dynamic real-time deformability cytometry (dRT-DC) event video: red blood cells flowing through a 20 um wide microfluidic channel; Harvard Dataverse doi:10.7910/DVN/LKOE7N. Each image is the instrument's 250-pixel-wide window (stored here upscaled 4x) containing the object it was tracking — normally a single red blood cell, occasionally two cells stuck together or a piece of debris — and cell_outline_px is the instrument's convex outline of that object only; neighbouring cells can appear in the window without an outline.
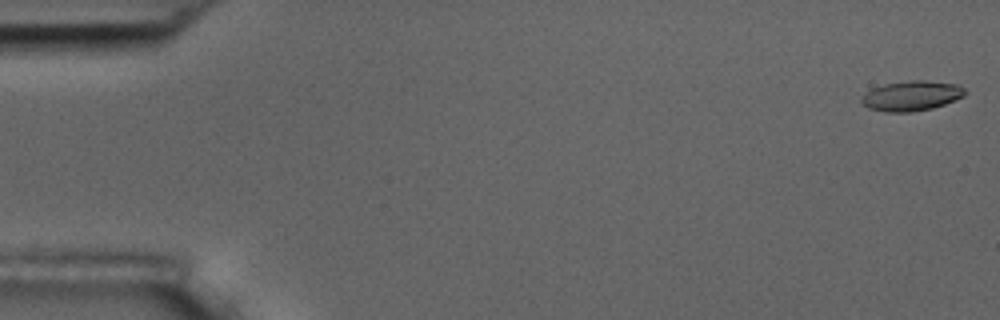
{"species": "common noctule bat (a hibernating species)", "species_latin": "Nyctalus noctula", "temperature_condition": "room temperature", "stored_images_in_passage": 5, "camera_frame_rate_fps": 3000, "um_per_image_px": 0.085, "animal": {"sex": "male", "body_mass_g": 17.5, "forearm_length_mm": 52.3}, "frame": {"image": 1, "passage_image": 1, "time_ms": 0.0, "image_size_px": [1000, 320], "cell_outline_px": [[968, 92], [964, 96], [944, 104], [932, 108], [912, 112], [884, 112], [868, 108], [860, 100], [872, 88], [884, 84], [908, 80], [924, 80], [956, 84], [964, 88]], "centroid_in_image_um": [77.5, 8.14], "position_along_channel_um": 7.5, "area_um2": 18.03}}
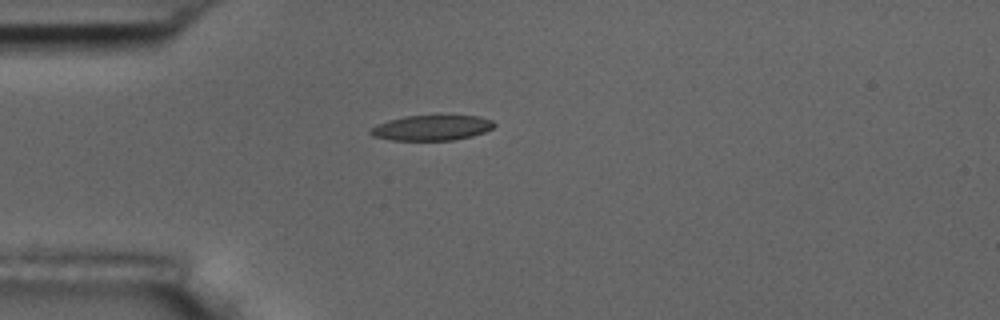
{"frame": {"image": 2, "passage_image": 5, "time_ms": 4.667, "image_size_px": [1000, 320], "cell_outline_px": [[496, 124], [492, 128], [484, 132], [472, 136], [452, 140], [392, 140], [372, 136], [368, 132], [376, 124], [388, 120], [404, 116], [480, 116], [492, 120]], "centroid_in_image_um": [36.68, 10.86], "position_along_channel_um": 48.3, "area_um2": 18.15}}